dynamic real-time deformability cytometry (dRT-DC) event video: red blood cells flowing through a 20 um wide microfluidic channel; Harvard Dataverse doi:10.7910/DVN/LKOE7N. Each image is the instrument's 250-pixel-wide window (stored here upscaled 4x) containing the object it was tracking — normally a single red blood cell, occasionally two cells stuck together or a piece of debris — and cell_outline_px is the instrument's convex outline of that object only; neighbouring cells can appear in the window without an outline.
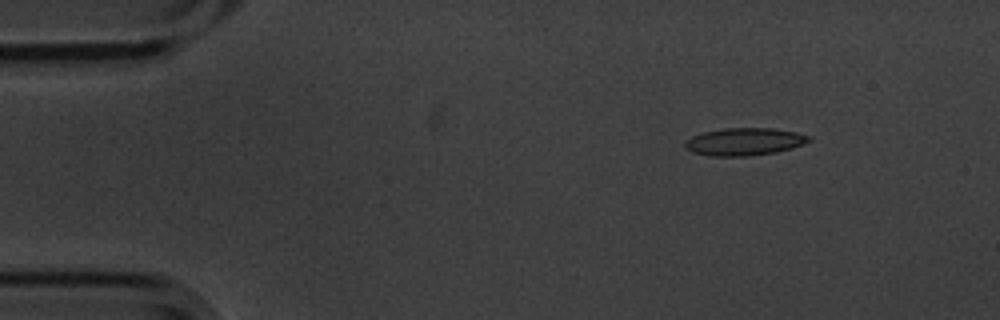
{"species": "common noctule bat (a hibernating species)", "species_latin": "Nyctalus noctula", "temperature_condition": "cold", "stored_images_in_passage": 10, "camera_frame_rate_fps": 3000, "um_per_image_px": 0.085, "animal": {"sex": "male", "body_mass_g": 20.1, "forearm_length_mm": 53.5}, "frame": {"image": 1, "passage_image": 1, "time_ms": 0.0, "image_size_px": [1000, 320], "cell_outline_px": [[812, 140], [792, 148], [776, 152], [748, 156], [712, 156], [692, 152], [684, 144], [684, 140], [692, 136], [704, 132], [724, 128], [772, 128], [796, 132], [812, 136]], "centroid_in_image_um": [63.29, 12.04], "position_along_channel_um": 21.7, "area_um2": 19.88}}
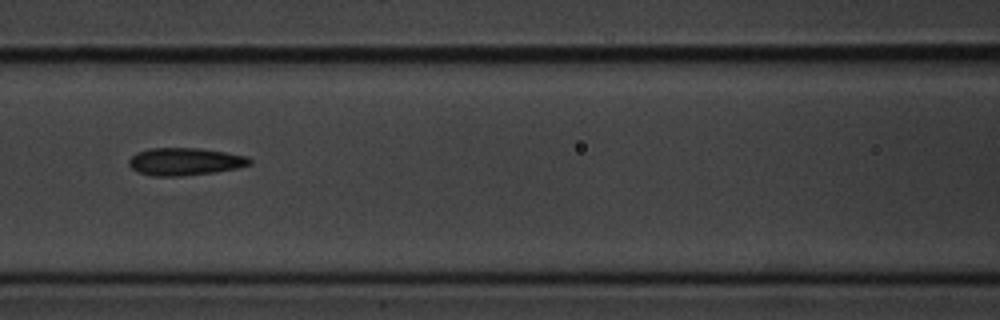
{"frame": {"image": 2, "passage_image": 6, "time_ms": 1.667, "image_size_px": [1000, 320], "cell_outline_px": [[252, 164], [236, 168], [216, 172], [180, 176], [152, 176], [140, 172], [132, 168], [128, 164], [128, 160], [136, 152], [148, 148], [200, 148], [248, 156], [252, 160]], "centroid_in_image_um": [15.72, 13.73], "position_along_channel_um": 150.9, "area_um2": 19.42}}
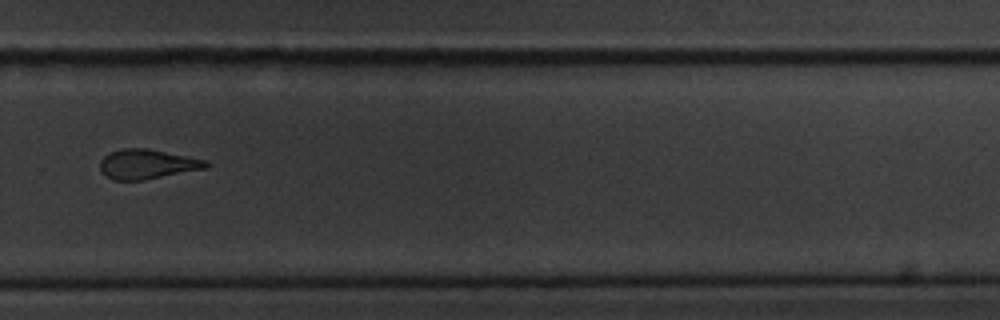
{"frame": {"image": 3, "passage_image": 10, "time_ms": 3.0, "image_size_px": [1000, 320], "cell_outline_px": [[212, 164], [208, 168], [144, 180], [112, 180], [100, 168], [100, 160], [104, 156], [120, 148], [148, 148], [208, 160]], "centroid_in_image_um": [12.58, 13.94], "position_along_channel_um": 317.2, "area_um2": 18.44}}